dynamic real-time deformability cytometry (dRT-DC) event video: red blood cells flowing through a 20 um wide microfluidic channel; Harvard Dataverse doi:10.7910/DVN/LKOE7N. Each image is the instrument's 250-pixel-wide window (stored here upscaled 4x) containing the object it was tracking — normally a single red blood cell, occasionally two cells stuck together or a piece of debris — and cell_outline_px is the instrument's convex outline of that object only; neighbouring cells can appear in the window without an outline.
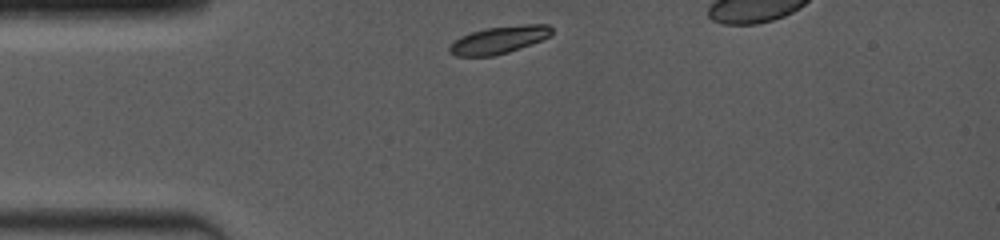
{"species": "common noctule bat (a hibernating species)", "species_latin": "Nyctalus noctula", "temperature_condition": "room temperature", "stored_images_in_passage": 29, "camera_frame_rate_fps": 4000, "um_per_image_px": 0.085, "animal": {"sex": "female", "body_mass_g": 19.0, "forearm_length_mm": 53.3}, "frame": {"image": 1, "passage_image": 1, "time_ms": 0.0, "image_size_px": [1000, 240], "cell_outline_px": [[552, 32], [548, 36], [540, 40], [508, 52], [492, 56], [456, 56], [448, 52], [448, 48], [460, 36], [484, 28], [524, 24], [548, 24], [552, 28]], "centroid_in_image_um": [42.38, 3.38], "position_along_channel_um": 42.6, "area_um2": 16.13}}
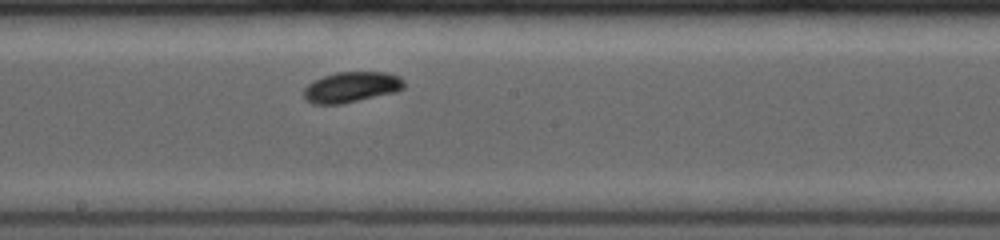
{"frame": {"image": 2, "passage_image": 16, "time_ms": 5.0, "image_size_px": [1000, 240], "cell_outline_px": [[404, 88], [396, 92], [340, 104], [312, 104], [304, 100], [304, 88], [308, 84], [324, 76], [336, 72], [388, 72], [400, 76], [404, 80]], "centroid_in_image_um": [29.88, 7.4], "position_along_channel_um": 218.3, "area_um2": 17.92}}
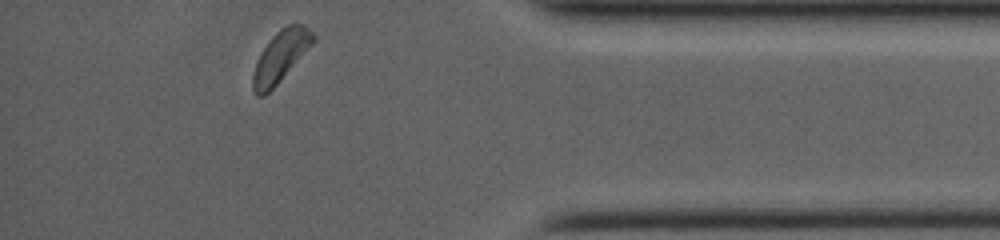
{"frame": {"image": 3, "passage_image": 28, "time_ms": 10.25, "image_size_px": [1000, 240], "cell_outline_px": [[316, 40], [276, 84], [264, 96], [256, 96], [252, 88], [252, 76], [260, 52], [272, 36], [280, 28], [288, 24], [300, 24], [308, 28], [316, 36]], "centroid_in_image_um": [23.83, 4.78], "position_along_channel_um": 411.4, "area_um2": 17.63}}